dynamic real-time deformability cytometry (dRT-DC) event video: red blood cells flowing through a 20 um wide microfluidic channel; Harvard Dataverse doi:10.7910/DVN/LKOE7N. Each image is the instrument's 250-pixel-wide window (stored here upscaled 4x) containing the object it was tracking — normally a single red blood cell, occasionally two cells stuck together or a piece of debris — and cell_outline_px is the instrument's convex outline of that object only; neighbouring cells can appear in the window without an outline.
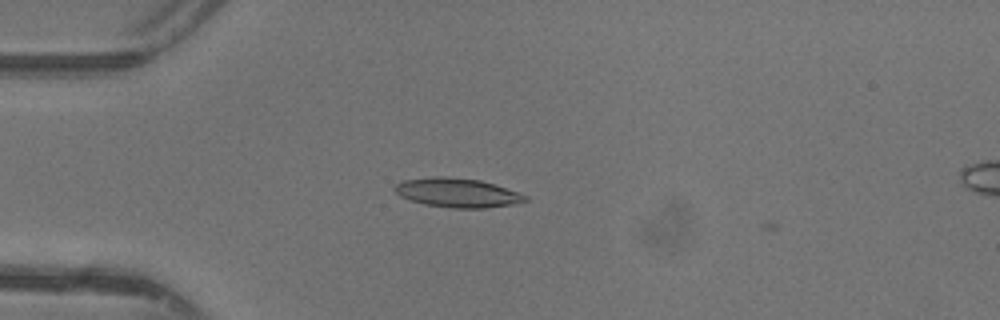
{"species": "common noctule bat (a hibernating species)", "species_latin": "Nyctalus noctula", "temperature_condition": "warm", "stored_images_in_passage": 3, "camera_frame_rate_fps": 3000, "um_per_image_px": 0.085, "animal": {"sex": "female"}, "frame": {"image": 1, "passage_image": 1, "time_ms": 0.0, "image_size_px": [1000, 320], "cell_outline_px": [[528, 200], [512, 204], [484, 208], [452, 208], [424, 204], [400, 196], [392, 188], [396, 184], [404, 180], [432, 176], [440, 176], [480, 180], [528, 196]], "centroid_in_image_um": [38.83, 16.38], "position_along_channel_um": 46.2, "area_um2": 21.85}}